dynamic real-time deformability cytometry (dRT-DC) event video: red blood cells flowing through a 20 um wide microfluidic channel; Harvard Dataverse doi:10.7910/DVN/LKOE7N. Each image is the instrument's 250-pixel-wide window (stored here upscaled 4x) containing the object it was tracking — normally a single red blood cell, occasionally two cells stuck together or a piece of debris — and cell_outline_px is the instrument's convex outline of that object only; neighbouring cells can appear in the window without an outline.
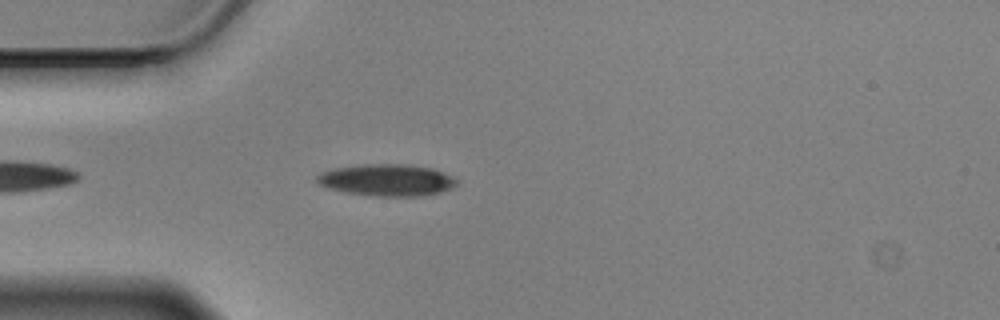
{"species": "Egyptian fruit bat (a non-hibernating species)", "species_latin": "Rousettus aegyptiacus", "temperature_condition": "cold", "stored_images_in_passage": 17, "camera_frame_rate_fps": 3000, "um_per_image_px": 0.085, "animal": {"sex": "male"}, "frame": {"image": 1, "passage_image": 5, "time_ms": 1.333, "image_size_px": [1000, 320], "cell_outline_px": [[456, 184], [452, 188], [440, 192], [420, 196], [376, 196], [344, 192], [328, 188], [320, 184], [316, 180], [316, 176], [320, 172], [332, 168], [364, 164], [400, 164], [432, 168], [444, 172], [452, 176], [456, 180]], "centroid_in_image_um": [32.85, 15.3], "position_along_channel_um": 52.1, "area_um2": 25.89}}
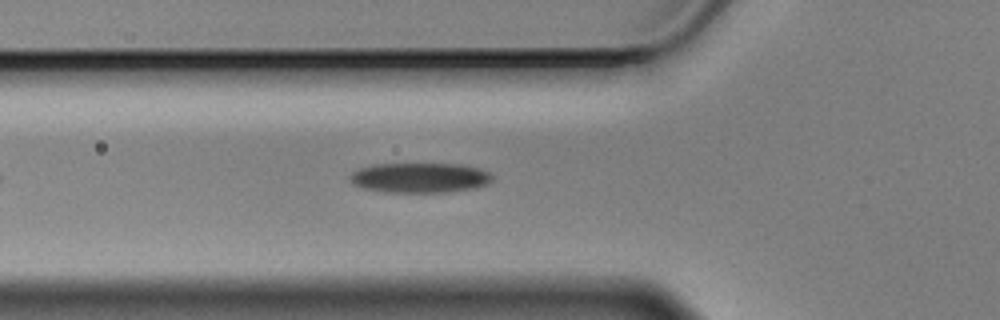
{"frame": {"image": 2, "passage_image": 9, "time_ms": 2.667, "image_size_px": [1000, 320], "cell_outline_px": [[492, 180], [488, 184], [476, 188], [448, 192], [388, 192], [364, 188], [352, 184], [348, 180], [348, 176], [352, 172], [360, 168], [372, 164], [460, 164], [480, 168], [488, 172], [492, 176]], "centroid_in_image_um": [35.67, 15.1], "position_along_channel_um": 90.1, "area_um2": 25.03}}
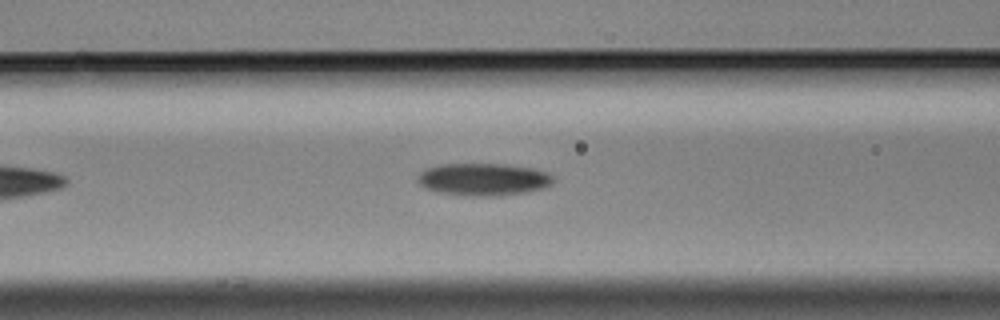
{"frame": {"image": 3, "passage_image": 12, "time_ms": 3.667, "image_size_px": [1000, 320], "cell_outline_px": [[552, 184], [544, 188], [528, 192], [496, 196], [472, 196], [440, 192], [428, 188], [420, 184], [416, 180], [416, 176], [420, 172], [428, 168], [440, 164], [504, 164], [532, 168], [544, 172], [552, 176]], "centroid_in_image_um": [41.08, 15.25], "position_along_channel_um": 125.5, "area_um2": 25.43}}